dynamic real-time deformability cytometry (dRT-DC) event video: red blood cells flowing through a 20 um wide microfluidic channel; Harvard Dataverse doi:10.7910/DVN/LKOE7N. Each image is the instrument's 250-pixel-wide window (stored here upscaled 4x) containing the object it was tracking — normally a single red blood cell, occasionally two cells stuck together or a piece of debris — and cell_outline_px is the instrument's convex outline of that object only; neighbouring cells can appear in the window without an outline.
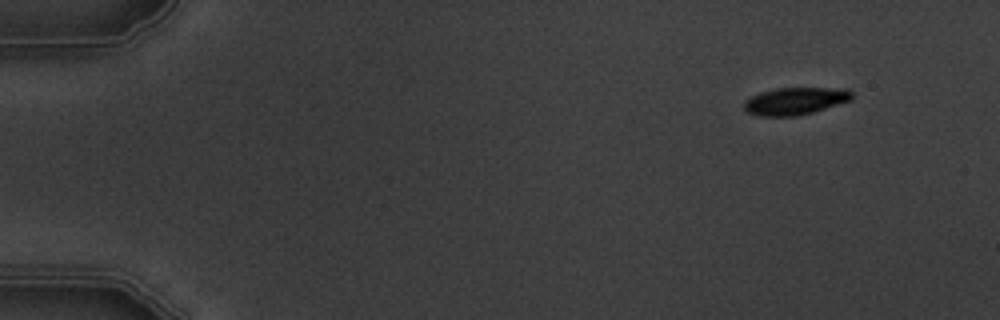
{"species": "common noctule bat (a hibernating species)", "species_latin": "Nyctalus noctula", "temperature_condition": "warm", "stored_images_in_passage": 4, "camera_frame_rate_fps": 3000, "um_per_image_px": 0.085, "animal": {"sex": "male", "body_mass_g": 19.5, "forearm_length_mm": 54.6}, "frame": {"image": 1, "passage_image": 1, "time_ms": 0.0, "image_size_px": [1000, 320], "cell_outline_px": [[852, 100], [812, 112], [796, 116], [760, 116], [748, 112], [744, 108], [744, 100], [760, 92], [776, 88], [848, 88], [852, 92]], "centroid_in_image_um": [67.6, 8.58], "position_along_channel_um": 17.4, "area_um2": 17.17}}
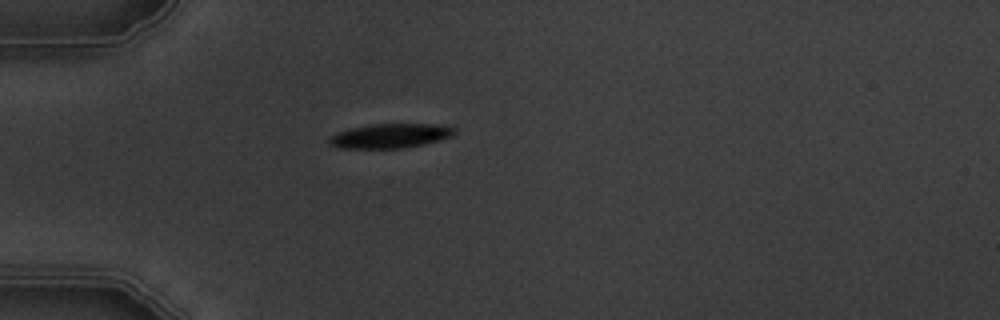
{"frame": {"image": 2, "passage_image": 4, "time_ms": 3.667, "image_size_px": [1000, 320], "cell_outline_px": [[456, 132], [452, 136], [424, 144], [404, 148], [336, 148], [328, 144], [328, 140], [332, 136], [340, 132], [352, 128], [372, 124], [432, 124], [456, 128]], "centroid_in_image_um": [33.17, 11.55], "position_along_channel_um": 51.8, "area_um2": 17.63}}